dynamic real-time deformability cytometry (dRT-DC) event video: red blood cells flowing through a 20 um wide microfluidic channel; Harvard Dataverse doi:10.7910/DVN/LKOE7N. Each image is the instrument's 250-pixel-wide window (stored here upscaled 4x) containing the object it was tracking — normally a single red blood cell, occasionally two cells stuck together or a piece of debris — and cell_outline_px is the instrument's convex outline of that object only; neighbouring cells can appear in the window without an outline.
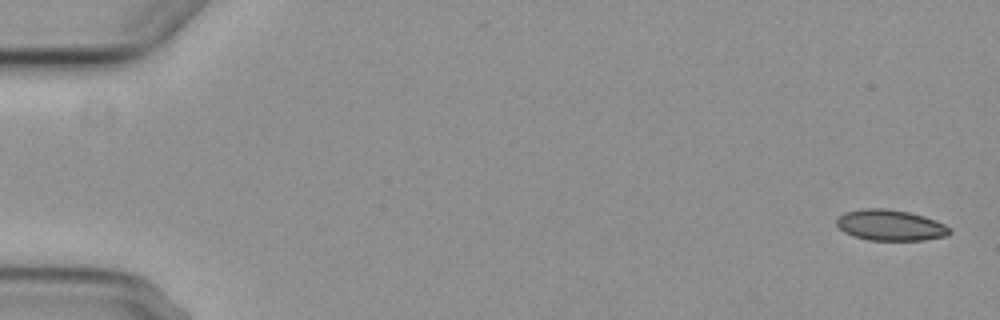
{"species": "common noctule bat (a hibernating species)", "species_latin": "Nyctalus noctula", "temperature_condition": "cold", "stored_images_in_passage": 6, "camera_frame_rate_fps": 3000, "um_per_image_px": 0.085, "animal": {"sex": "female", "body_mass_g": 29.2, "forearm_length_mm": 56.3}, "frame": {"image": 1, "passage_image": 1, "time_ms": 0.0, "image_size_px": [1000, 320], "cell_outline_px": [[952, 232], [948, 236], [924, 240], [868, 240], [852, 236], [844, 232], [836, 224], [836, 216], [844, 212], [864, 208], [884, 208], [908, 212], [924, 216], [936, 220], [944, 224]], "centroid_in_image_um": [75.65, 19.14], "position_along_channel_um": 9.3, "area_um2": 20.52}}
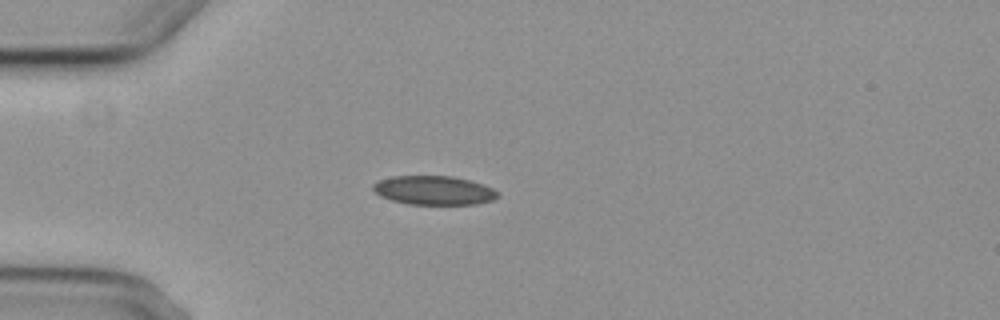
{"frame": {"image": 2, "passage_image": 4, "time_ms": 4.667, "image_size_px": [1000, 320], "cell_outline_px": [[500, 196], [492, 200], [476, 204], [408, 204], [392, 200], [380, 196], [372, 188], [372, 184], [380, 180], [392, 176], [452, 176], [484, 184], [500, 192]], "centroid_in_image_um": [36.9, 16.18], "position_along_channel_um": 48.1, "area_um2": 21.04}}
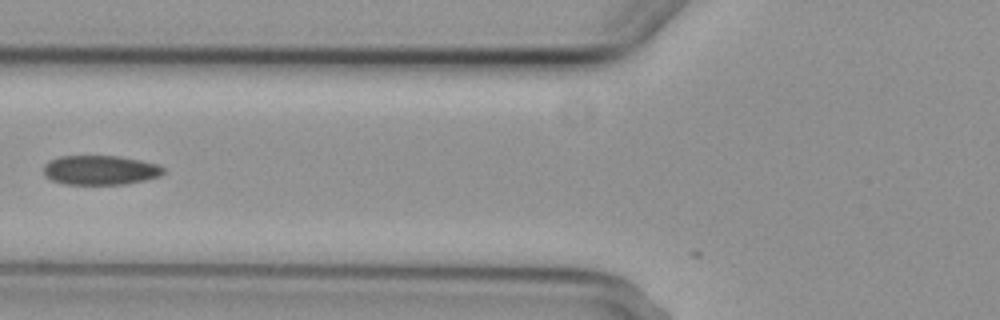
{"frame": {"image": 3, "passage_image": 6, "time_ms": 7.0, "image_size_px": [1000, 320], "cell_outline_px": [[164, 172], [160, 176], [144, 180], [124, 184], [64, 184], [52, 180], [44, 176], [44, 164], [48, 160], [60, 156], [120, 156], [160, 164], [164, 168]], "centroid_in_image_um": [8.51, 14.45], "position_along_channel_um": 117.3, "area_um2": 20.69}}